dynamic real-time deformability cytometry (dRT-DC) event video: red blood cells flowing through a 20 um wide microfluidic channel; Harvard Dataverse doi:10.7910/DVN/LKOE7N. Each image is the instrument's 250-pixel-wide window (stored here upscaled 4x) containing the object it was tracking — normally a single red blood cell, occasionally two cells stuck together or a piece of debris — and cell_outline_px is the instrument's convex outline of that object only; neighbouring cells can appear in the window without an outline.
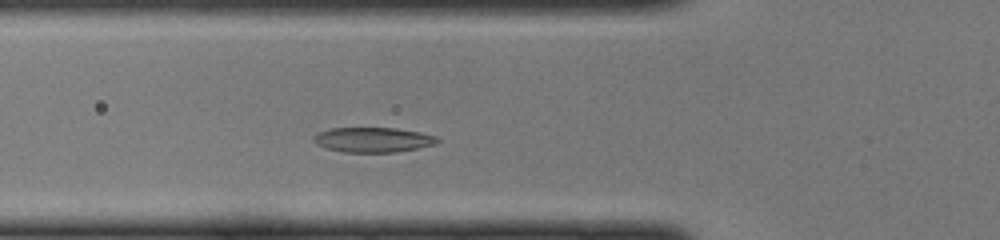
{"species": "common noctule bat (a hibernating species)", "species_latin": "Nyctalus noctula", "temperature_condition": "cold", "stored_images_in_passage": 38, "camera_frame_rate_fps": 3000, "um_per_image_px": 0.085, "animal": {"sex": "female", "body_mass_g": 22.0, "forearm_length_mm": 56.7}, "frame": {"image": 1, "passage_image": 8, "time_ms": 2.333, "image_size_px": [1000, 240], "cell_outline_px": [[440, 140], [436, 144], [396, 152], [344, 152], [328, 148], [316, 144], [312, 140], [312, 136], [316, 132], [332, 128], [396, 128], [420, 132], [436, 136]], "centroid_in_image_um": [31.68, 11.87], "position_along_channel_um": 94.1, "area_um2": 17.98}}
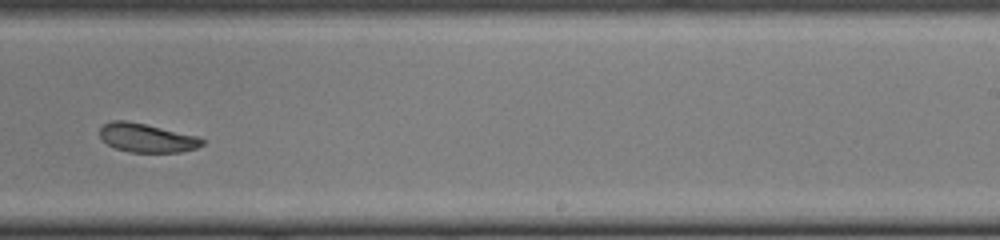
{"frame": {"image": 2, "passage_image": 21, "time_ms": 6.667, "image_size_px": [1000, 240], "cell_outline_px": [[204, 144], [196, 148], [180, 152], [128, 152], [116, 148], [108, 144], [100, 136], [100, 128], [104, 124], [112, 120], [124, 120], [144, 124], [196, 136], [204, 140]], "centroid_in_image_um": [12.46, 11.73], "position_along_channel_um": 276.5, "area_um2": 16.88}}
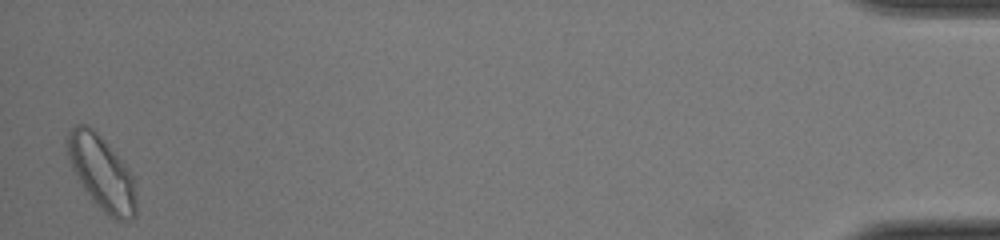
{"frame": {"image": 3, "passage_image": 38, "time_ms": 12.333, "image_size_px": [1000, 240], "cell_outline_px": [[136, 216], [128, 220], [116, 220], [104, 212], [92, 200], [84, 188], [72, 168], [68, 156], [64, 140], [68, 132], [76, 124], [84, 124], [92, 128], [104, 140], [124, 164], [132, 176], [136, 192]], "centroid_in_image_um": [8.62, 14.68], "position_along_channel_um": 426.6, "area_um2": 29.36}}